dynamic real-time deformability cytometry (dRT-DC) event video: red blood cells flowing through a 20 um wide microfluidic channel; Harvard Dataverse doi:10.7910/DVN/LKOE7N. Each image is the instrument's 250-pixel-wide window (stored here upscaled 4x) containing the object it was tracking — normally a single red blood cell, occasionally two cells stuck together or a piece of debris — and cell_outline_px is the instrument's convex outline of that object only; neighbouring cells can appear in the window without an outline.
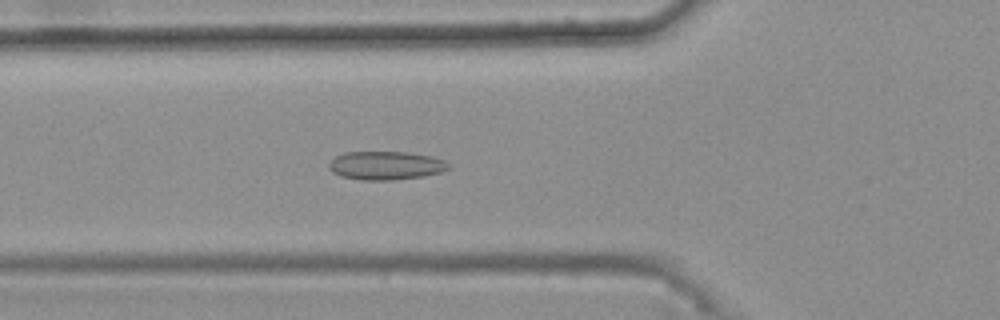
{"species": "common noctule bat (a hibernating species)", "species_latin": "Nyctalus noctula", "temperature_condition": "warm", "stored_images_in_passage": 47, "camera_frame_rate_fps": 3000, "um_per_image_px": 0.085, "animal": {"sex": "female", "body_mass_g": 25.1}, "frame": {"image": 1, "passage_image": 20, "time_ms": 6.333, "image_size_px": [1000, 320], "cell_outline_px": [[452, 168], [440, 172], [424, 176], [392, 180], [360, 180], [340, 176], [332, 172], [328, 168], [328, 164], [336, 156], [344, 152], [408, 152], [432, 156], [444, 160]], "centroid_in_image_um": [32.79, 14.07], "position_along_channel_um": 93.0, "area_um2": 20.0}}
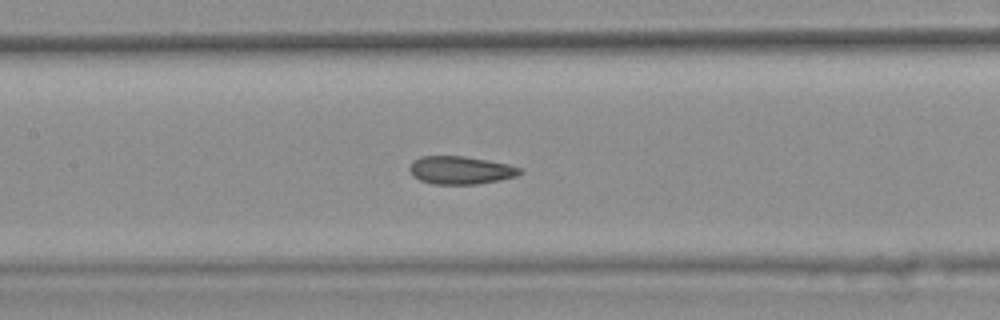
{"frame": {"image": 2, "passage_image": 26, "time_ms": 8.333, "image_size_px": [1000, 320], "cell_outline_px": [[524, 172], [516, 176], [500, 180], [476, 184], [432, 184], [420, 180], [412, 176], [408, 168], [412, 160], [420, 156], [464, 156], [508, 164], [520, 168]], "centroid_in_image_um": [39.11, 14.46], "position_along_channel_um": 168.3, "area_um2": 18.09}}
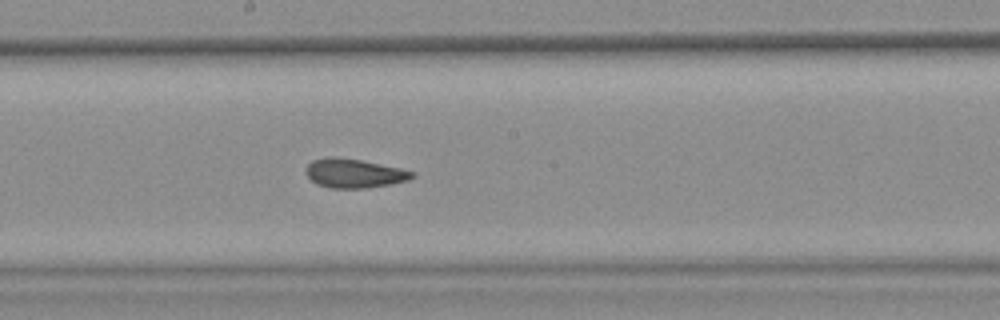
{"frame": {"image": 3, "passage_image": 30, "time_ms": 9.667, "image_size_px": [1000, 320], "cell_outline_px": [[416, 176], [408, 180], [388, 184], [364, 188], [332, 188], [316, 184], [304, 172], [304, 168], [312, 160], [328, 156], [336, 156], [360, 160], [400, 168], [416, 172]], "centroid_in_image_um": [30.07, 14.72], "position_along_channel_um": 218.1, "area_um2": 18.03}, "authors_computed_cell_mechanics": {"area_um2": 18.496, "velocity_mm_per_s": 3.7529, "shape_relaxation_time_tau1_ms": null, "shape_relaxation_time_tau2_ms": 1.83, "deformation_change_tau1": null, "deformation_change_tau2": 0.0759}}